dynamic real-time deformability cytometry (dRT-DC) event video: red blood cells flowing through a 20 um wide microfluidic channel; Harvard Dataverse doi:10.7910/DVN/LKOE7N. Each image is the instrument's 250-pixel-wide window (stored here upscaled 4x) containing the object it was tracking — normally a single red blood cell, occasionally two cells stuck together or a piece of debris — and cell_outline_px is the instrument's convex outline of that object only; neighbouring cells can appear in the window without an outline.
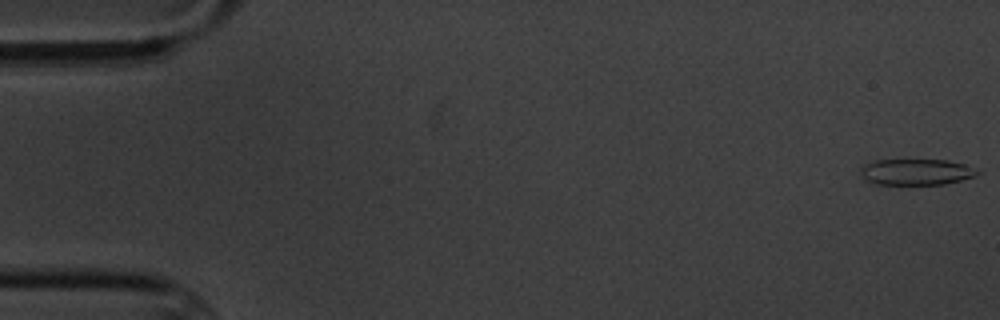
{"species": "common noctule bat (a hibernating species)", "species_latin": "Nyctalus noctula", "temperature_condition": "cold", "stored_images_in_passage": 9, "camera_frame_rate_fps": 3000, "um_per_image_px": 0.085, "animal": {"sex": "male", "body_mass_g": 20.1, "forearm_length_mm": 53.5}, "frame": {"image": 1, "passage_image": 1, "time_ms": 0.0, "image_size_px": [1000, 320], "cell_outline_px": [[984, 172], [976, 176], [944, 184], [876, 184], [864, 180], [860, 172], [860, 168], [864, 164], [876, 160], [948, 160], [964, 164]], "centroid_in_image_um": [77.89, 14.61], "position_along_channel_um": 7.1, "area_um2": 17.86}}
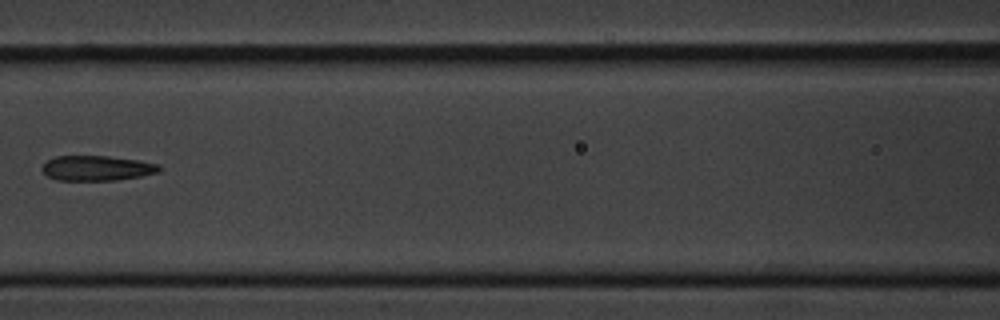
{"frame": {"image": 2, "passage_image": 8, "time_ms": 8.333, "image_size_px": [1000, 320], "cell_outline_px": [[164, 168], [160, 172], [140, 176], [116, 180], [56, 180], [48, 176], [40, 168], [48, 160], [56, 156], [108, 156], [136, 160], [160, 164]], "centroid_in_image_um": [8.27, 14.29], "position_along_channel_um": 158.3, "area_um2": 17.11}}
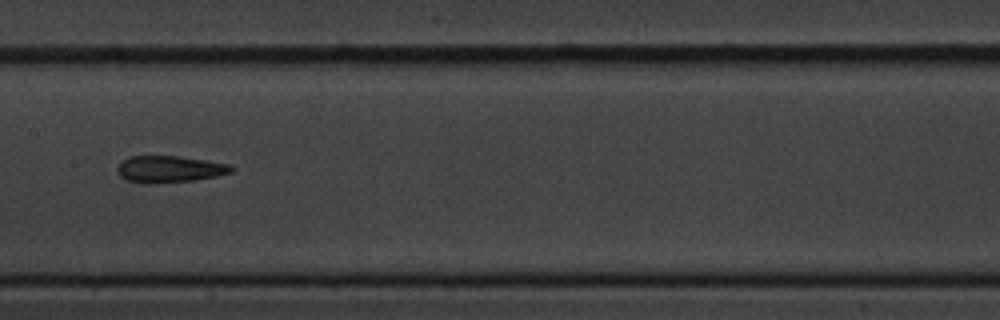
{"frame": {"image": 3, "passage_image": 9, "time_ms": 9.333, "image_size_px": [1000, 320], "cell_outline_px": [[236, 168], [232, 172], [216, 176], [192, 180], [152, 184], [144, 184], [124, 180], [116, 172], [116, 168], [128, 156], [180, 156], [228, 164]], "centroid_in_image_um": [14.36, 14.38], "position_along_channel_um": 193.0, "area_um2": 17.86}}